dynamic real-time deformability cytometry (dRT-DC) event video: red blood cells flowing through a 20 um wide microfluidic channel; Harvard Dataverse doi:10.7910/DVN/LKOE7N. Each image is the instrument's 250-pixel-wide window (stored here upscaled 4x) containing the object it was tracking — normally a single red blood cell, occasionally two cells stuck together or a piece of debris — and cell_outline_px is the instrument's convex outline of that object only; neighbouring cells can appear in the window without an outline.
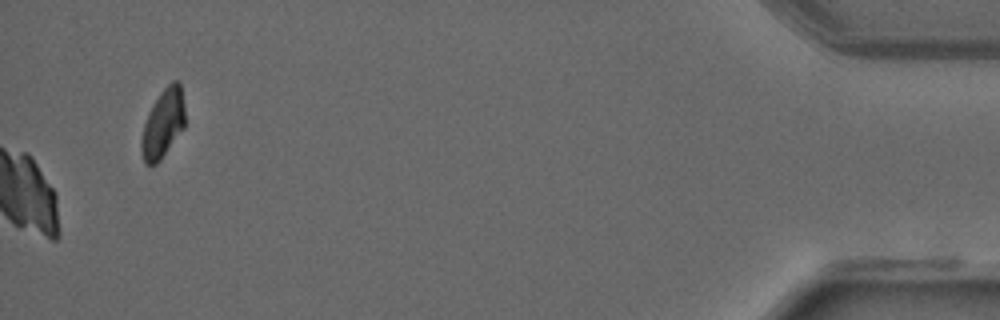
{"species": "common noctule bat (a hibernating species)", "species_latin": "Nyctalus noctula", "temperature_condition": "warm", "stored_images_in_passage": 49, "camera_frame_rate_fps": 3000, "um_per_image_px": 0.085, "animal": {"sex": "male", "forearm_length_mm": 52.5}, "frame": {"image": 1, "passage_image": 49, "time_ms": 16.0, "image_size_px": [1000, 320], "cell_outline_px": [[184, 128], [160, 160], [156, 164], [144, 164], [140, 148], [140, 144], [144, 124], [156, 100], [164, 88], [172, 80], [176, 80], [180, 84], [184, 108]], "centroid_in_image_um": [13.85, 10.53], "position_along_channel_um": 421.3, "area_um2": 17.05}}